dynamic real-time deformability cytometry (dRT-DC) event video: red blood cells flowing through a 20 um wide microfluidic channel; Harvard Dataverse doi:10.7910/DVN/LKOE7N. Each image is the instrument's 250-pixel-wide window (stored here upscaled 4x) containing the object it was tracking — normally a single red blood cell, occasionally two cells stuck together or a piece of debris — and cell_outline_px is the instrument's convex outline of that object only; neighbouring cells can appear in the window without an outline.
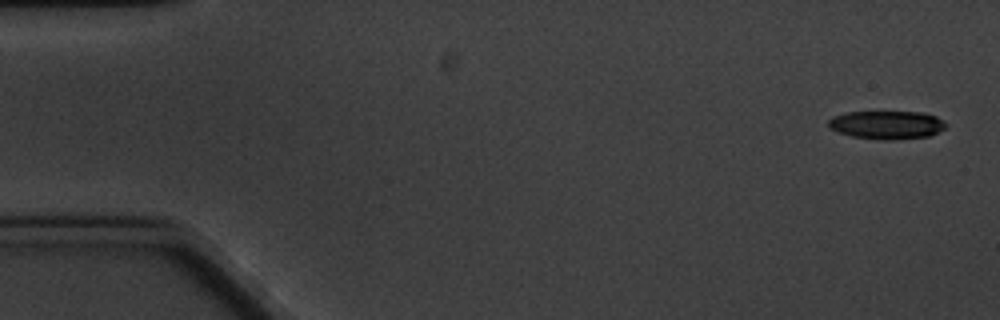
{"species": "common noctule bat (a hibernating species)", "species_latin": "Nyctalus noctula", "temperature_condition": "cold", "stored_images_in_passage": 5, "camera_frame_rate_fps": 3000, "um_per_image_px": 0.085, "animal": {"sex": "male", "body_mass_g": 20.1, "forearm_length_mm": 53.5}, "frame": {"image": 1, "passage_image": 1, "time_ms": 0.0, "image_size_px": [1000, 320], "cell_outline_px": [[948, 124], [944, 128], [928, 136], [880, 140], [852, 136], [836, 132], [828, 128], [828, 120], [832, 116], [848, 112], [920, 112], [936, 116]], "centroid_in_image_um": [75.31, 10.6], "position_along_channel_um": 9.7, "area_um2": 19.25}}
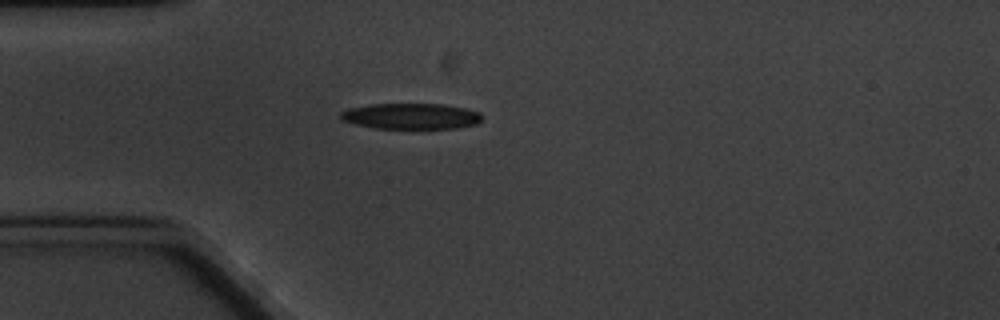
{"frame": {"image": 2, "passage_image": 5, "time_ms": 4.667, "image_size_px": [1000, 320], "cell_outline_px": [[484, 116], [476, 124], [456, 128], [372, 128], [340, 120], [340, 112], [348, 108], [372, 104], [440, 104], [464, 108], [480, 112]], "centroid_in_image_um": [34.92, 9.87], "position_along_channel_um": 50.1, "area_um2": 21.27}}